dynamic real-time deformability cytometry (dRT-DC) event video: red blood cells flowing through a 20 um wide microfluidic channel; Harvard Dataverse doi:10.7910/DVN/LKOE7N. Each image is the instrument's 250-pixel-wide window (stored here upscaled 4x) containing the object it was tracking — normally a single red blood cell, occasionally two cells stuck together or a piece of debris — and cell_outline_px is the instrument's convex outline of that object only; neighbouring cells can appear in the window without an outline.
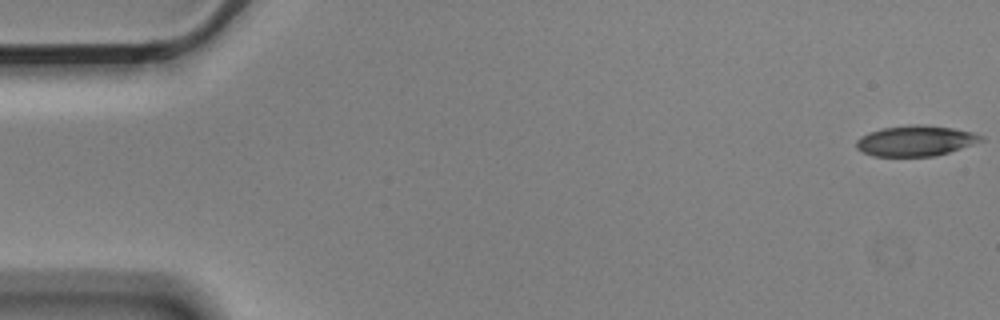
{"species": "Egyptian fruit bat (a non-hibernating species)", "species_latin": "Rousettus aegyptiacus", "temperature_condition": "cold", "stored_images_in_passage": 7, "camera_frame_rate_fps": 3000, "um_per_image_px": 0.085, "animal": {"sex": "male"}, "frame": {"image": 1, "passage_image": 1, "time_ms": 0.0, "image_size_px": [1000, 320], "cell_outline_px": [[984, 140], [936, 156], [872, 156], [856, 148], [856, 140], [860, 136], [868, 132], [884, 128], [912, 124], [920, 124], [952, 128], [972, 132], [984, 136]], "centroid_in_image_um": [77.8, 11.96], "position_along_channel_um": 7.2, "area_um2": 22.08}}
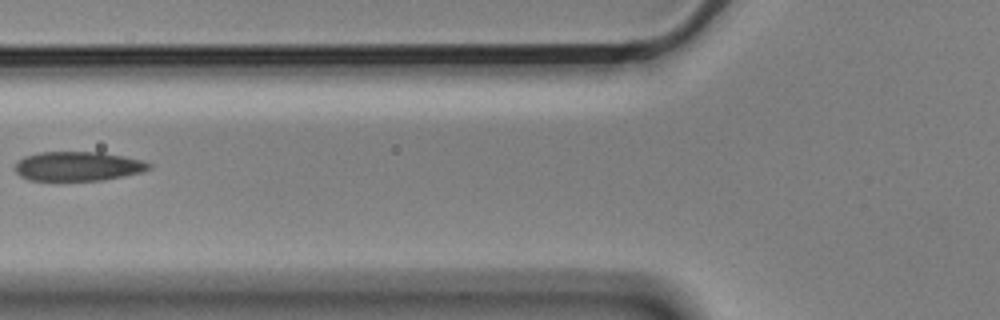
{"frame": {"image": 2, "passage_image": 6, "time_ms": 1.667, "image_size_px": [1000, 320], "cell_outline_px": [[152, 168], [144, 172], [104, 180], [28, 180], [20, 176], [16, 172], [16, 164], [24, 156], [40, 152], [100, 152], [124, 156], [144, 160], [152, 164]], "centroid_in_image_um": [6.69, 14.13], "position_along_channel_um": 119.1, "area_um2": 23.0}}
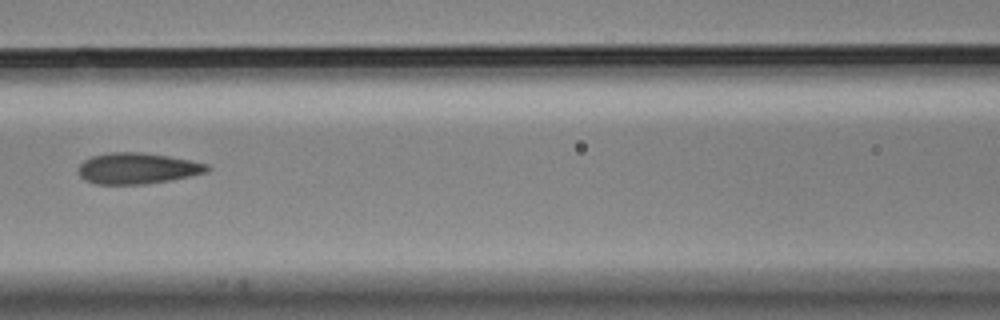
{"frame": {"image": 3, "passage_image": 7, "time_ms": 2.0, "image_size_px": [1000, 320], "cell_outline_px": [[212, 168], [208, 172], [172, 180], [148, 184], [96, 184], [84, 180], [80, 176], [80, 164], [84, 160], [92, 156], [108, 152], [140, 152], [168, 156], [208, 164]], "centroid_in_image_um": [11.7, 14.32], "position_along_channel_um": 154.9, "area_um2": 23.35}}